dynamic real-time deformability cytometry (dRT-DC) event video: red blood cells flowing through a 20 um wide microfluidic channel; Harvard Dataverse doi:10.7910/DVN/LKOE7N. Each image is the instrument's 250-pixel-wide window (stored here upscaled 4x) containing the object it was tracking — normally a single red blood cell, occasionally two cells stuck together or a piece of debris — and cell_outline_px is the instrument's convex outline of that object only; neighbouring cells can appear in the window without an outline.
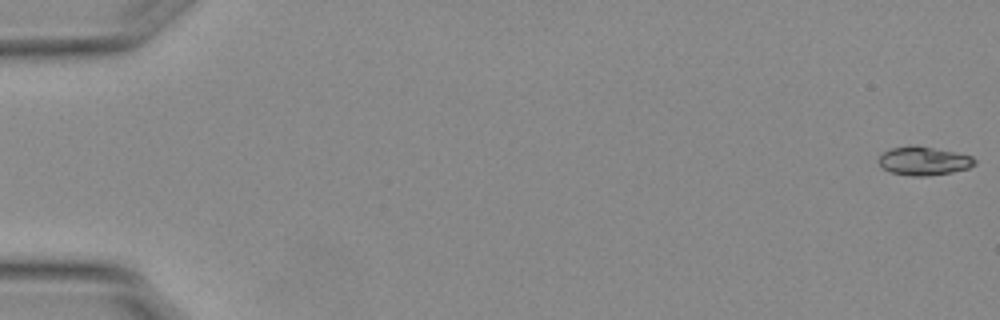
{"species": "Egyptian fruit bat (a non-hibernating species)", "species_latin": "Rousettus aegyptiacus", "temperature_condition": "warm", "stored_images_in_passage": 4, "camera_frame_rate_fps": 3000, "um_per_image_px": 0.085, "animal": {"sex": "female"}, "frame": {"image": 1, "passage_image": 1, "time_ms": 0.0, "image_size_px": [1000, 320], "cell_outline_px": [[976, 164], [968, 168], [952, 172], [924, 176], [912, 176], [892, 172], [884, 168], [880, 164], [880, 156], [884, 152], [892, 148], [912, 144], [972, 156], [976, 160]], "centroid_in_image_um": [78.53, 13.67], "position_along_channel_um": 6.5, "area_um2": 15.66}}